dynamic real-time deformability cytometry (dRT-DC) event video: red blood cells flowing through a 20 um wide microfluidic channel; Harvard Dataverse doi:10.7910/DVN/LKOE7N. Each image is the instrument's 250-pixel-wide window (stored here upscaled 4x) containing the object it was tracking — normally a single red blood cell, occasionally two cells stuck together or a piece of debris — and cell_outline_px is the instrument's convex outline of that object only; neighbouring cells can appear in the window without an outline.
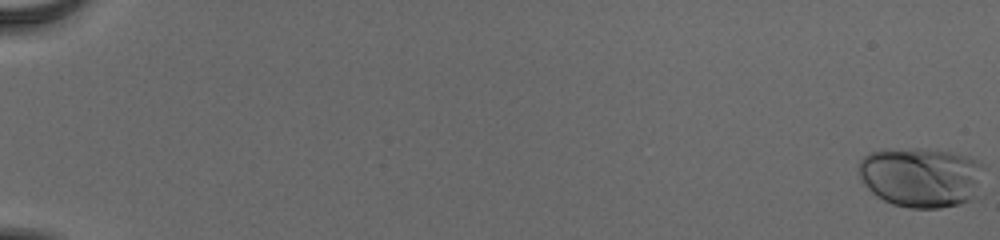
{"species": "human", "species_latin": "Homo sapiens", "temperature_condition": "cold", "stored_images_in_passage": 55, "camera_frame_rate_fps": 3000, "um_per_image_px": 0.085, "donor": {"sex": "male"}, "frame": {"image": 1, "passage_image": 1, "time_ms": 0.0, "image_size_px": [1000, 240], "cell_outline_px": [[980, 164], [972, 200], [960, 204], [940, 208], [912, 208], [892, 204], [876, 196], [860, 180], [860, 160], [864, 156], [872, 152], [916, 148], [948, 152], [972, 156]], "centroid_in_image_um": [78.22, 15.07], "position_along_channel_um": 6.8, "area_um2": 42.71}}
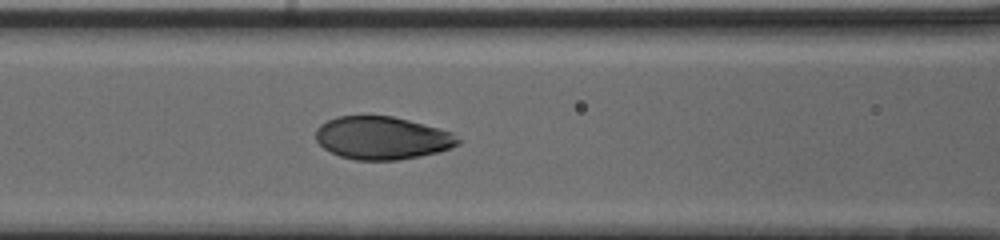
{"frame": {"image": 2, "passage_image": 28, "time_ms": 9.0, "image_size_px": [1000, 240], "cell_outline_px": [[460, 144], [440, 152], [420, 156], [396, 160], [356, 160], [340, 156], [324, 148], [316, 140], [316, 128], [320, 124], [336, 116], [392, 116], [440, 128], [452, 132], [460, 140]], "centroid_in_image_um": [32.49, 11.73], "position_along_channel_um": 134.1, "area_um2": 35.55}}
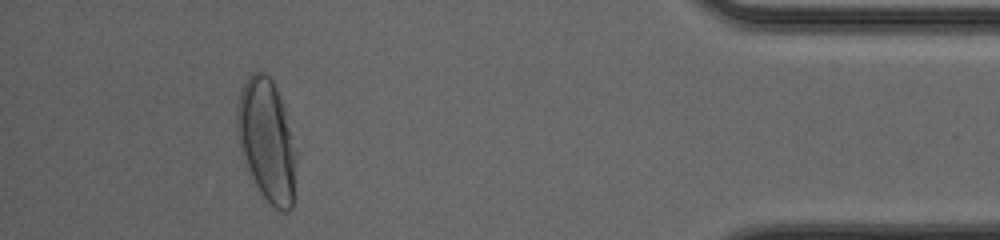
{"frame": {"image": 3, "passage_image": 53, "time_ms": 17.333, "image_size_px": [1000, 240], "cell_outline_px": [[300, 152], [292, 208], [288, 212], [284, 212], [276, 208], [260, 192], [240, 152], [236, 128], [236, 116], [240, 92], [248, 76], [252, 72], [264, 72], [272, 80], [276, 88], [284, 108]], "centroid_in_image_um": [22.74, 11.96], "position_along_channel_um": 412.5, "area_um2": 43.0}}